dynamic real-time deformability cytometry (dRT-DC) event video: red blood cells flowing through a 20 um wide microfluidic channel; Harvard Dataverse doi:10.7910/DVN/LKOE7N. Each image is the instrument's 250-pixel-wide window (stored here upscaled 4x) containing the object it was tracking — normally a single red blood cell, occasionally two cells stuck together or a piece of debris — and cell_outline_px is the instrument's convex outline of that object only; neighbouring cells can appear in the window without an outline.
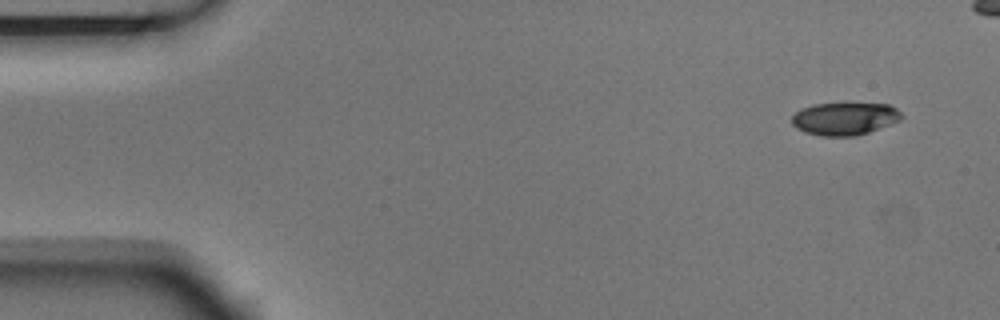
{"species": "Egyptian fruit bat (a non-hibernating species)", "species_latin": "Rousettus aegyptiacus", "temperature_condition": "room temperature", "stored_images_in_passage": 6, "camera_frame_rate_fps": 3000, "um_per_image_px": 0.085, "animal": {"sex": "male"}, "frame": {"image": 1, "passage_image": 1, "time_ms": 0.0, "image_size_px": [1000, 320], "cell_outline_px": [[904, 116], [900, 120], [868, 132], [856, 136], [820, 136], [804, 132], [796, 128], [792, 124], [792, 116], [800, 108], [812, 104], [888, 104], [896, 108]], "centroid_in_image_um": [71.76, 10.09], "position_along_channel_um": 13.2, "area_um2": 20.81}}
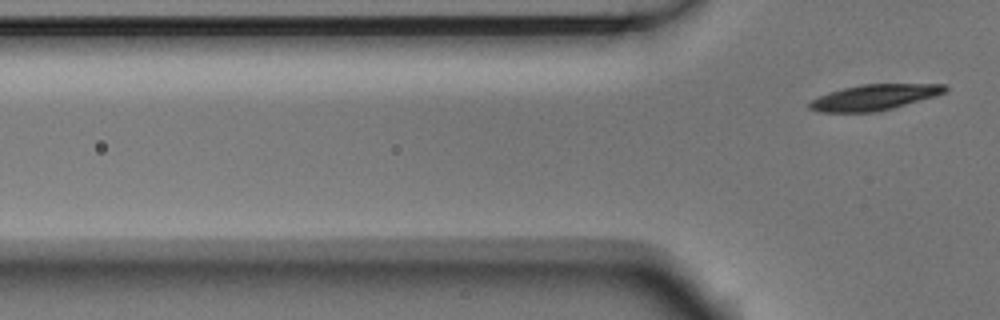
{"frame": {"image": 2, "passage_image": 6, "time_ms": 1.667, "image_size_px": [1000, 320], "cell_outline_px": [[948, 88], [944, 92], [936, 96], [892, 108], [876, 112], [820, 112], [808, 108], [808, 104], [812, 100], [828, 92], [860, 84], [944, 84]], "centroid_in_image_um": [74.3, 8.27], "position_along_channel_um": 51.5, "area_um2": 20.17}}